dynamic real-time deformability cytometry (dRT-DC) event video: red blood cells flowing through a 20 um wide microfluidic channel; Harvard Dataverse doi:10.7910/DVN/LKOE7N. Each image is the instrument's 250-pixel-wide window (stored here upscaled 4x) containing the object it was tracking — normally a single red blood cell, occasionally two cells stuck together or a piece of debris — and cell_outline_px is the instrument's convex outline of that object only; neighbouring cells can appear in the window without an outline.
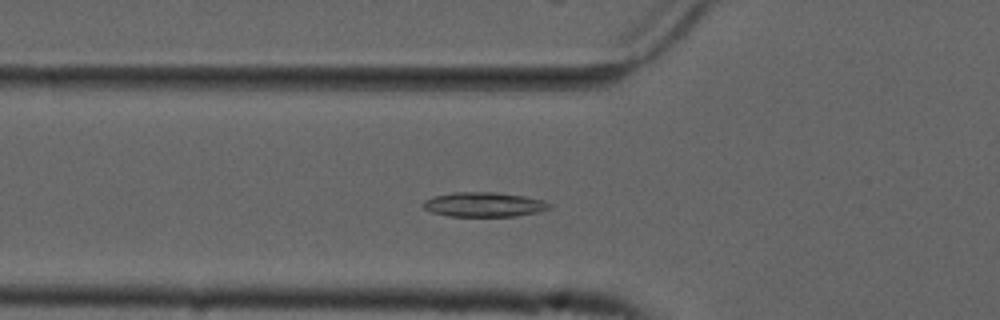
{"species": "common noctule bat (a hibernating species)", "species_latin": "Nyctalus noctula", "temperature_condition": "cold", "stored_images_in_passage": 49, "camera_frame_rate_fps": 3000, "um_per_image_px": 0.085, "animal": {"sex": "male", "forearm_length_mm": 52.5}, "frame": {"image": 1, "passage_image": 16, "time_ms": 5.0, "image_size_px": [1000, 320], "cell_outline_px": [[552, 208], [540, 212], [516, 216], [448, 216], [432, 212], [424, 208], [424, 200], [436, 196], [452, 192], [496, 192], [524, 196], [544, 200], [552, 204]], "centroid_in_image_um": [41.21, 17.38], "position_along_channel_um": 84.6, "area_um2": 18.15}}
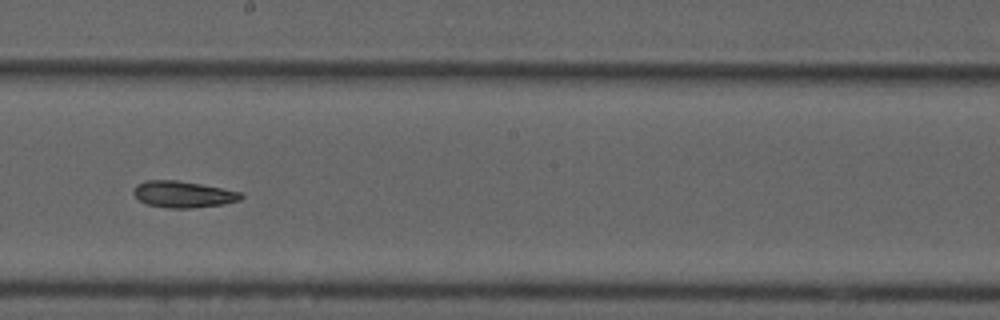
{"frame": {"image": 2, "passage_image": 28, "time_ms": 9.0, "image_size_px": [1000, 320], "cell_outline_px": [[244, 196], [240, 200], [224, 204], [192, 208], [168, 208], [144, 204], [132, 192], [136, 184], [144, 180], [176, 180], [200, 184], [240, 192]], "centroid_in_image_um": [15.53, 16.52], "position_along_channel_um": 232.7, "area_um2": 16.59}}
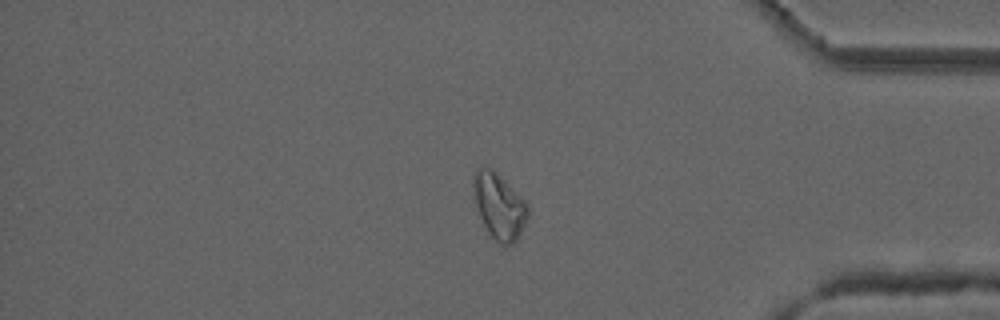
{"frame": {"image": 3, "passage_image": 43, "time_ms": 14.0, "image_size_px": [1000, 320], "cell_outline_px": [[528, 220], [516, 240], [512, 244], [504, 248], [488, 232], [480, 216], [476, 204], [472, 184], [472, 180], [476, 168], [492, 168], [528, 204]], "centroid_in_image_um": [42.43, 17.54], "position_along_channel_um": 392.8, "area_um2": 20.69}}